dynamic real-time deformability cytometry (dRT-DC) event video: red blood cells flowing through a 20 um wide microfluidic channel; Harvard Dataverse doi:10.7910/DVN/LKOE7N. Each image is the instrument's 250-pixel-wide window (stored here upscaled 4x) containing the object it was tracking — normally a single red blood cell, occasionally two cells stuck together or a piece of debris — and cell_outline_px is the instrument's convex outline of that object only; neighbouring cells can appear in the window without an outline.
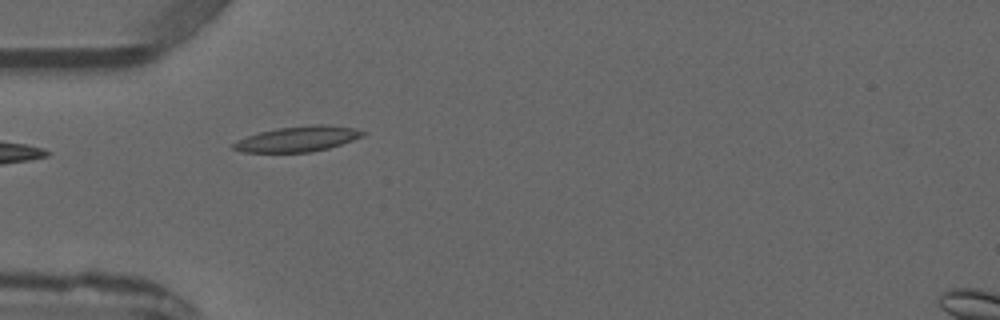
{"species": "common noctule bat (a hibernating species)", "species_latin": "Nyctalus noctula", "temperature_condition": "warm", "stored_images_in_passage": 4, "camera_frame_rate_fps": 3000, "um_per_image_px": 0.085, "animal": {"sex": "male", "forearm_length_mm": 52.5}, "frame": {"image": 1, "passage_image": 3, "time_ms": 3.333, "image_size_px": [1000, 320], "cell_outline_px": [[368, 132], [364, 136], [328, 148], [312, 152], [244, 152], [232, 148], [232, 144], [248, 136], [260, 132], [276, 128], [312, 124], [324, 124], [356, 128]], "centroid_in_image_um": [25.37, 11.8], "position_along_channel_um": 59.6, "area_um2": 19.07}}
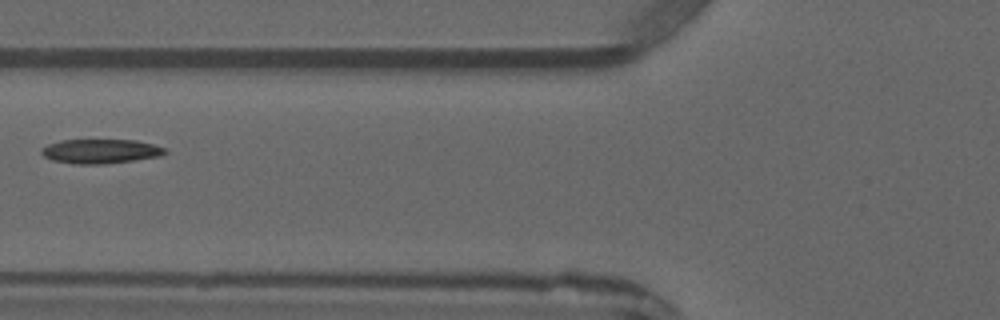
{"frame": {"image": 2, "passage_image": 4, "time_ms": 4.667, "image_size_px": [1000, 320], "cell_outline_px": [[168, 152], [160, 156], [136, 160], [104, 164], [76, 164], [52, 160], [44, 156], [40, 152], [40, 148], [48, 144], [60, 140], [136, 140], [168, 148]], "centroid_in_image_um": [8.56, 12.86], "position_along_channel_um": 117.2, "area_um2": 17.69}}